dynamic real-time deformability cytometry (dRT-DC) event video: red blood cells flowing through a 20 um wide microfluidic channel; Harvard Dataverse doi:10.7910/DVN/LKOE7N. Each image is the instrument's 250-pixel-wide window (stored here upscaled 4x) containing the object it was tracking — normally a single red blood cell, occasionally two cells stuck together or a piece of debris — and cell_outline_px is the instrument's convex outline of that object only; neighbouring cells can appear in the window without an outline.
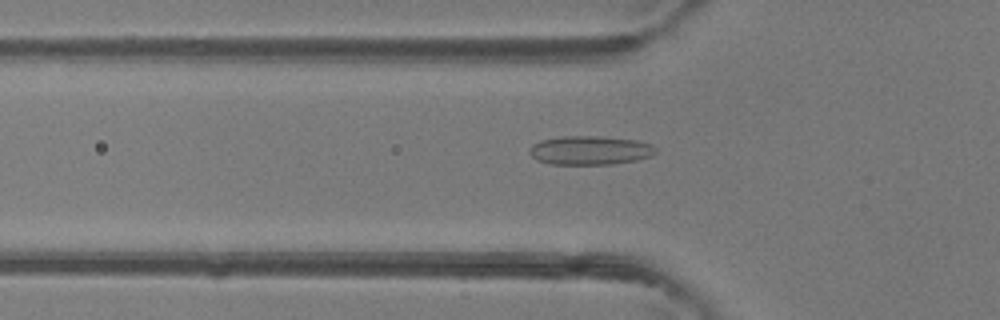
{"species": "common noctule bat (a hibernating species)", "species_latin": "Nyctalus noctula", "temperature_condition": "room temperature", "stored_images_in_passage": 47, "camera_frame_rate_fps": 3000, "um_per_image_px": 0.085, "animal": {"sex": "female"}, "frame": {"image": 1, "passage_image": 16, "time_ms": 5.0, "image_size_px": [1000, 320], "cell_outline_px": [[656, 152], [652, 156], [636, 160], [612, 164], [552, 164], [536, 160], [528, 152], [528, 148], [532, 144], [540, 140], [560, 136], [600, 136], [640, 140], [652, 144], [656, 148]], "centroid_in_image_um": [50.15, 12.76], "position_along_channel_um": 75.7, "area_um2": 21.56}}
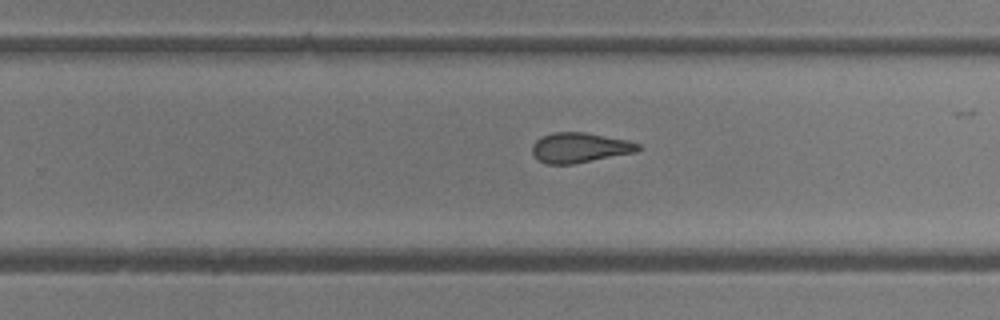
{"frame": {"image": 2, "passage_image": 30, "time_ms": 9.667, "image_size_px": [1000, 320], "cell_outline_px": [[640, 148], [636, 152], [572, 164], [548, 164], [540, 160], [532, 152], [532, 144], [540, 136], [552, 132], [584, 132], [628, 140], [640, 144]], "centroid_in_image_um": [49.27, 12.54], "position_along_channel_um": 280.5, "area_um2": 18.44}}
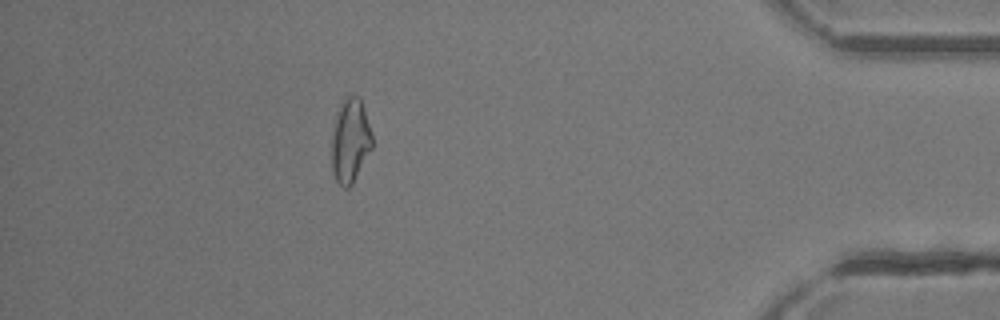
{"frame": {"image": 3, "passage_image": 42, "time_ms": 13.667, "image_size_px": [1000, 320], "cell_outline_px": [[372, 148], [352, 184], [348, 188], [344, 188], [336, 180], [332, 168], [332, 136], [336, 112], [340, 104], [348, 92], [356, 96], [360, 100], [364, 108], [372, 136]], "centroid_in_image_um": [29.76, 11.93], "position_along_channel_um": 405.4, "area_um2": 19.77}, "authors_computed_cell_mechanics": {"area_um2": 20.0566, "velocity_mm_per_s": 4.3839, "shape_relaxation_time_tau1_ms": null, "shape_relaxation_time_tau2_ms": 1.2965, "deformation_change_tau1": null, "deformation_change_tau2": 0.0923}}